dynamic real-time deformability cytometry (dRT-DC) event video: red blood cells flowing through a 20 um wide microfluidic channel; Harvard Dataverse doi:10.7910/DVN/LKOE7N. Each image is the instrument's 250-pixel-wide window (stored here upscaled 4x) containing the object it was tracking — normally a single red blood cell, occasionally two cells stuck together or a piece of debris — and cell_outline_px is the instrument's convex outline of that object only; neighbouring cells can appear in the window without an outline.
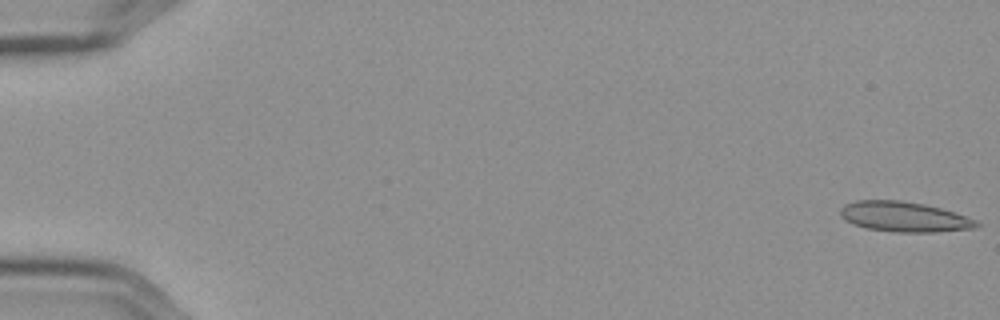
{"species": "Egyptian fruit bat (a non-hibernating species)", "species_latin": "Rousettus aegyptiacus", "temperature_condition": "cold", "stored_images_in_passage": 10, "camera_frame_rate_fps": 3000, "um_per_image_px": 0.085, "frame": {"image": 1, "passage_image": 1, "time_ms": 0.0, "image_size_px": [1000, 320], "cell_outline_px": [[980, 224], [976, 228], [936, 232], [896, 232], [864, 228], [852, 224], [844, 220], [840, 216], [840, 208], [844, 204], [856, 200], [900, 200], [924, 204], [940, 208], [964, 216]], "centroid_in_image_um": [76.76, 18.43], "position_along_channel_um": 8.2, "area_um2": 23.87}}